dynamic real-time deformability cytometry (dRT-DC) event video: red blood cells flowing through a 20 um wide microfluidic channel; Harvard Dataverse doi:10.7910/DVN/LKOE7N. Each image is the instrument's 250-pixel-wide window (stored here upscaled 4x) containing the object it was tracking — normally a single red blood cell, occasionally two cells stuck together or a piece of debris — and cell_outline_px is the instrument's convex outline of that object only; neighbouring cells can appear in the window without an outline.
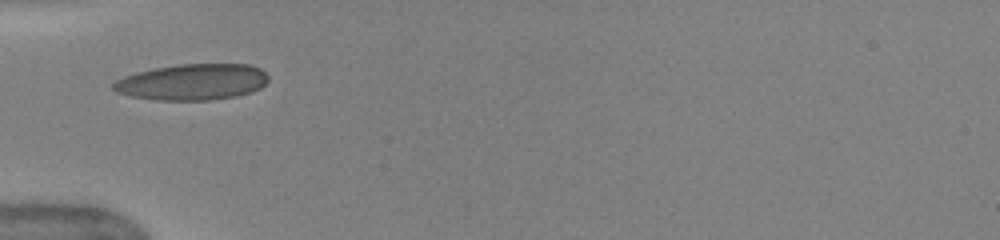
{"species": "human", "species_latin": "Homo sapiens", "temperature_condition": "warm", "stored_images_in_passage": 34, "camera_frame_rate_fps": 3000, "um_per_image_px": 0.085, "donor": {"sex": "female"}, "frame": {"image": 1, "passage_image": 1, "time_ms": 0.0, "image_size_px": [1000, 240], "cell_outline_px": [[268, 80], [260, 88], [252, 92], [236, 96], [208, 100], [156, 100], [132, 96], [116, 92], [112, 88], [112, 84], [116, 80], [124, 76], [136, 72], [156, 68], [180, 64], [248, 64], [260, 68], [268, 76]], "centroid_in_image_um": [16.35, 6.97], "position_along_channel_um": 68.7, "area_um2": 32.6}}
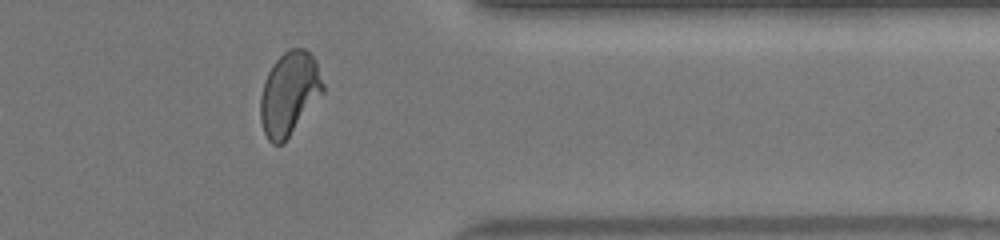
{"frame": {"image": 2, "passage_image": 25, "time_ms": 8.0, "image_size_px": [1000, 240], "cell_outline_px": [[324, 92], [284, 144], [272, 144], [268, 140], [264, 132], [260, 120], [260, 96], [264, 80], [272, 64], [288, 48], [304, 48], [316, 60], [324, 84]], "centroid_in_image_um": [24.58, 7.96], "position_along_channel_um": 386.8, "area_um2": 30.69}}
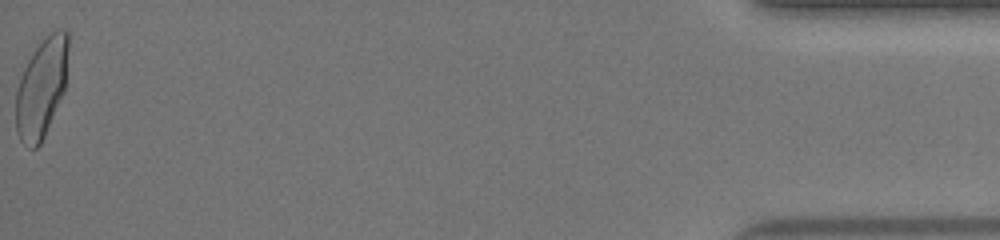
{"frame": {"image": 3, "passage_image": 34, "time_ms": 11.0, "image_size_px": [1000, 240], "cell_outline_px": [[68, 48], [64, 92], [44, 136], [40, 144], [36, 148], [32, 148], [24, 144], [20, 140], [16, 128], [16, 92], [20, 76], [28, 60], [36, 48], [56, 28], [64, 28], [68, 32]], "centroid_in_image_um": [3.53, 7.47], "position_along_channel_um": 431.7, "area_um2": 30.0}, "authors_computed_cell_mechanics": {"area_um2": 30.1138, "velocity_mm_per_s": 4.0811, "shape_relaxation_time_tau1_ms": 4.7639, "shape_relaxation_time_tau2_ms": 0.796, "deformation_change_tau1": 0.1841, "deformation_change_tau2": 0.0639}}